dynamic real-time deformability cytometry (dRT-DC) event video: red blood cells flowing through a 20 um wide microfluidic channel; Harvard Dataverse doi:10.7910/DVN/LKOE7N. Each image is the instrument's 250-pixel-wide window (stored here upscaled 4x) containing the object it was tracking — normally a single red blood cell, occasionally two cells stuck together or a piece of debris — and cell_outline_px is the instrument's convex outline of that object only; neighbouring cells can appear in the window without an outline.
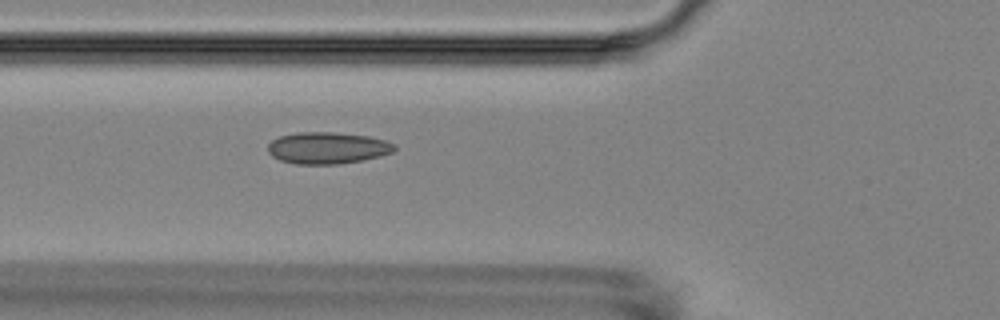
{"species": "Egyptian fruit bat (a non-hibernating species)", "species_latin": "Rousettus aegyptiacus", "temperature_condition": "room temperature", "stored_images_in_passage": 6, "camera_frame_rate_fps": 3000, "um_per_image_px": 0.085, "animal": {"sex": "female"}, "frame": {"image": 1, "passage_image": 6, "time_ms": 5.667, "image_size_px": [1000, 320], "cell_outline_px": [[396, 148], [392, 152], [380, 156], [360, 160], [336, 164], [296, 164], [280, 160], [272, 156], [268, 152], [268, 144], [272, 140], [280, 136], [296, 132], [332, 132], [368, 136], [384, 140], [396, 144]], "centroid_in_image_um": [27.82, 12.57], "position_along_channel_um": 98.0, "area_um2": 23.29}}